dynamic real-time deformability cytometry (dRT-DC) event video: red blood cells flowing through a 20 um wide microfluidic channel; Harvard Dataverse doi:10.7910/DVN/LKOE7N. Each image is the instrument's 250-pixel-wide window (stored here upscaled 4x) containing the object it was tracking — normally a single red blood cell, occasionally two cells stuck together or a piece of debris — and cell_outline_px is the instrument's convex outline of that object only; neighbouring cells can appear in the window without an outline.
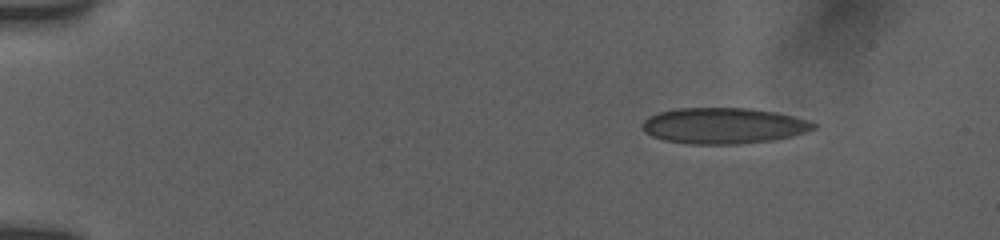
{"species": "human", "species_latin": "Homo sapiens", "temperature_condition": "room temperature", "stored_images_in_passage": 45, "camera_frame_rate_fps": 3000, "um_per_image_px": 0.085, "donor": {"sex": "female"}, "frame": {"image": 1, "passage_image": 1, "time_ms": 0.0, "image_size_px": [1000, 240], "cell_outline_px": [[816, 128], [792, 136], [772, 140], [736, 144], [692, 144], [664, 140], [652, 136], [644, 132], [644, 120], [648, 116], [660, 112], [676, 108], [748, 108], [776, 112], [808, 120], [816, 124]], "centroid_in_image_um": [61.5, 10.68], "position_along_channel_um": 23.5, "area_um2": 35.66}}
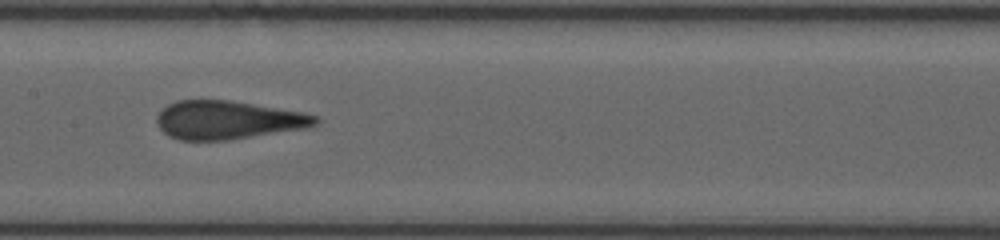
{"frame": {"image": 2, "passage_image": 22, "time_ms": 7.0, "image_size_px": [1000, 240], "cell_outline_px": [[320, 120], [316, 124], [304, 128], [228, 140], [180, 140], [168, 136], [160, 128], [156, 120], [156, 116], [168, 104], [176, 100], [228, 100], [300, 112], [316, 116]], "centroid_in_image_um": [19.31, 10.2], "position_along_channel_um": 188.1, "area_um2": 35.03}}
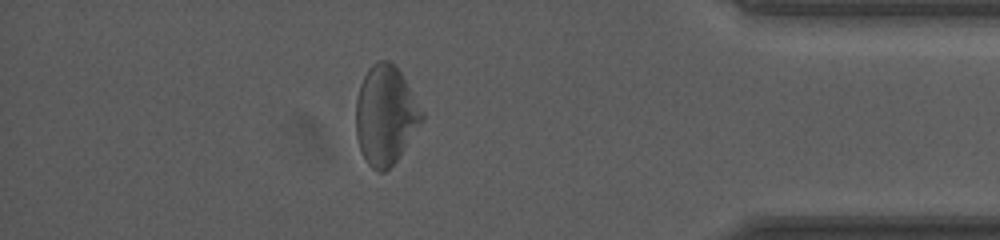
{"frame": {"image": 3, "passage_image": 39, "time_ms": 13.333, "image_size_px": [1000, 240], "cell_outline_px": [[424, 120], [396, 160], [384, 172], [380, 172], [372, 168], [368, 164], [360, 148], [356, 136], [356, 100], [360, 84], [368, 68], [372, 64], [380, 60], [388, 60], [400, 72], [424, 112]], "centroid_in_image_um": [32.76, 9.78], "position_along_channel_um": 402.4, "area_um2": 37.74}, "authors_computed_cell_mechanics": {"area_um2": 35.7782, "velocity_mm_per_s": 3.8576, "shape_relaxation_time_tau1_ms": 6.5769, "shape_relaxation_time_tau2_ms": 1.0857, "deformation_change_tau1": 0.1433, "deformation_change_tau2": 0.0577}}